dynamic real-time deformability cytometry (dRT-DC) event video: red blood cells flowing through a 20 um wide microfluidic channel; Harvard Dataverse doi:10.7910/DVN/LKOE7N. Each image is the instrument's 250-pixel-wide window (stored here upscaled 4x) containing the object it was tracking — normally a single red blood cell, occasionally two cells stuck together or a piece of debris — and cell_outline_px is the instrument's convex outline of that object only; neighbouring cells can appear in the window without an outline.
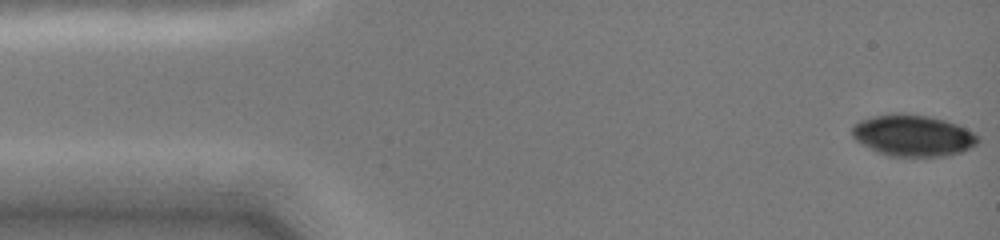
{"species": "common noctule bat (a hibernating species)", "species_latin": "Nyctalus noctula", "temperature_condition": "cold", "stored_images_in_passage": 5, "camera_frame_rate_fps": 3000, "um_per_image_px": 0.085, "animal": {"sex": "female", "body_mass_g": 19.0, "forearm_length_mm": 51.5}, "frame": {"image": 1, "passage_image": 1, "time_ms": 0.0, "image_size_px": [1000, 240], "cell_outline_px": [[980, 140], [976, 144], [960, 152], [948, 156], [892, 156], [880, 152], [856, 140], [852, 136], [852, 128], [860, 120], [872, 116], [896, 112], [900, 112], [928, 116], [944, 120], [956, 124], [980, 136]], "centroid_in_image_um": [77.61, 11.5], "position_along_channel_um": 7.4, "area_um2": 30.11}}